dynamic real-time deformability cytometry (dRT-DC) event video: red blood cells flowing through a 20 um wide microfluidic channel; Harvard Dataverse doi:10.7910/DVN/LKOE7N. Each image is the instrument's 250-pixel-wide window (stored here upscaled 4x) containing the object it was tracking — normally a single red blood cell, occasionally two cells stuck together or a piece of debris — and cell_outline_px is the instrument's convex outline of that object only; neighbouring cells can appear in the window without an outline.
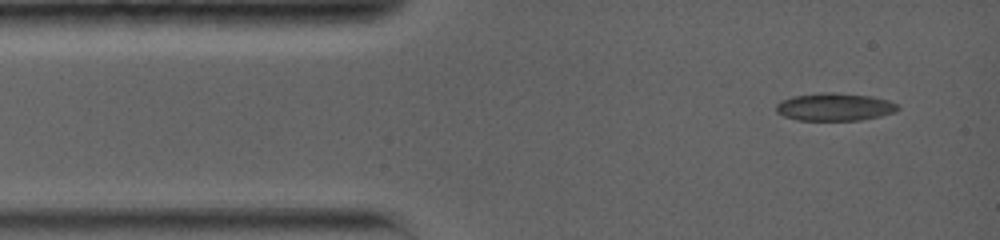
{"species": "common noctule bat (a hibernating species)", "species_latin": "Nyctalus noctula", "temperature_condition": "warm", "stored_images_in_passage": 10, "camera_frame_rate_fps": 5000, "um_per_image_px": 0.085, "animal": {"sex": "female", "body_mass_g": 19.0, "forearm_length_mm": 56.7}, "frame": {"image": 1, "passage_image": 1, "time_ms": 0.0, "image_size_px": [1000, 240], "cell_outline_px": [[900, 108], [896, 112], [880, 116], [860, 120], [796, 120], [784, 116], [776, 112], [776, 104], [780, 100], [792, 96], [820, 92], [832, 92], [872, 96], [888, 100], [896, 104]], "centroid_in_image_um": [70.92, 9.08], "position_along_channel_um": 14.1, "area_um2": 19.83}}
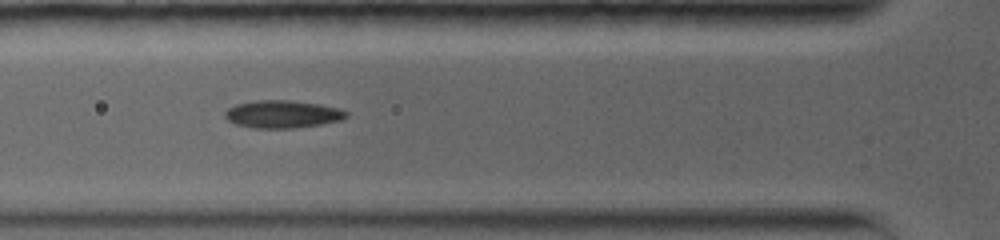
{"frame": {"image": 2, "passage_image": 5, "time_ms": 3.6, "image_size_px": [1000, 240], "cell_outline_px": [[348, 116], [340, 120], [320, 124], [296, 128], [252, 128], [236, 124], [228, 120], [224, 116], [224, 112], [228, 108], [236, 104], [256, 100], [288, 100], [320, 104], [340, 108], [348, 112]], "centroid_in_image_um": [24.01, 9.7], "position_along_channel_um": 101.8, "area_um2": 19.59}}
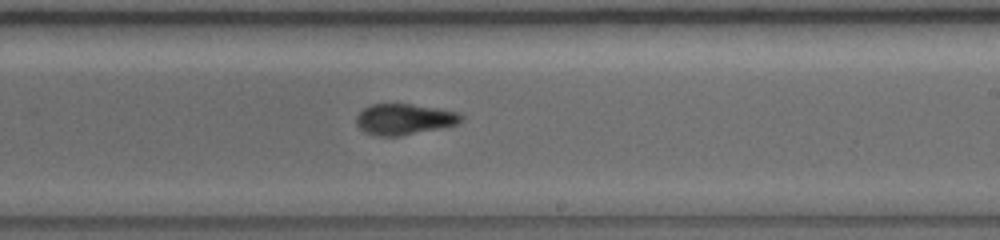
{"frame": {"image": 3, "passage_image": 10, "time_ms": 7.6, "image_size_px": [1000, 240], "cell_outline_px": [[464, 120], [456, 124], [400, 136], [380, 136], [364, 132], [356, 124], [356, 116], [364, 108], [372, 104], [408, 104], [440, 108], [460, 112], [464, 116]], "centroid_in_image_um": [34.37, 10.12], "position_along_channel_um": 254.6, "area_um2": 18.84}}